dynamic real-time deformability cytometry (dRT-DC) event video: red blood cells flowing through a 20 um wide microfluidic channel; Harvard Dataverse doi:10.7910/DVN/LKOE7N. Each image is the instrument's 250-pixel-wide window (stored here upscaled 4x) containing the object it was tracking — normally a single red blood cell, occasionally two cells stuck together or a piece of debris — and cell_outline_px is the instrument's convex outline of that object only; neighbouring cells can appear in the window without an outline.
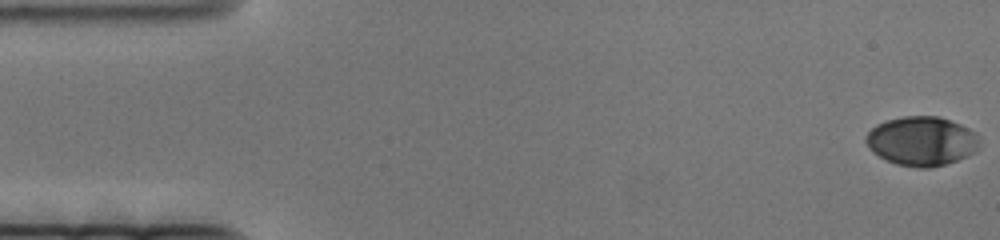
{"species": "human", "species_latin": "Homo sapiens", "temperature_condition": "cold", "stored_images_in_passage": 80, "camera_frame_rate_fps": 3000, "um_per_image_px": 0.085, "donor": {"sex": "female"}, "frame": {"image": 1, "passage_image": 1, "time_ms": 0.0, "image_size_px": [1000, 240], "cell_outline_px": [[980, 148], [976, 152], [968, 156], [932, 168], [920, 168], [896, 164], [872, 152], [864, 140], [864, 136], [876, 124], [888, 120], [904, 116], [940, 116], [960, 124], [976, 132], [980, 136]], "centroid_in_image_um": [78.38, 11.99], "position_along_channel_um": 6.6, "area_um2": 32.89}}
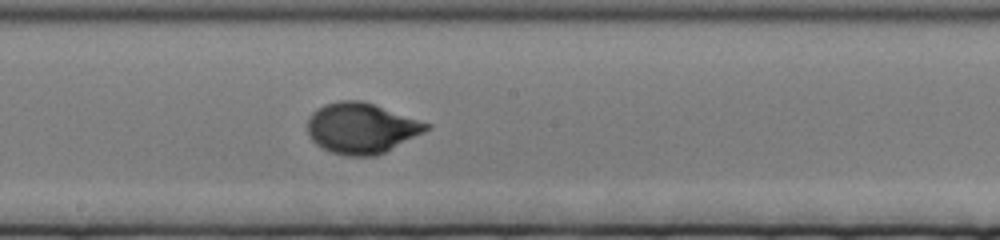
{"frame": {"image": 2, "passage_image": 42, "time_ms": 13.667, "image_size_px": [1000, 240], "cell_outline_px": [[432, 128], [376, 156], [348, 156], [332, 152], [316, 144], [308, 136], [308, 116], [316, 108], [324, 104], [340, 100], [360, 100], [432, 124]], "centroid_in_image_um": [30.7, 10.89], "position_along_channel_um": 217.5, "area_um2": 34.91}}
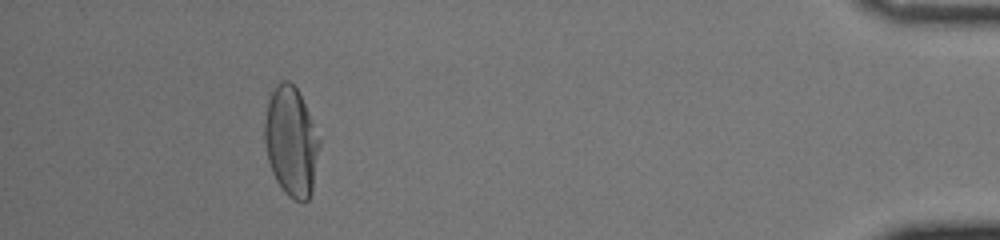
{"frame": {"image": 3, "passage_image": 73, "time_ms": 24.0, "image_size_px": [1000, 240], "cell_outline_px": [[320, 144], [312, 188], [308, 200], [296, 200], [288, 196], [284, 192], [276, 180], [272, 172], [268, 160], [264, 144], [264, 120], [268, 100], [272, 92], [280, 80], [288, 80], [296, 88], [308, 112], [320, 140]], "centroid_in_image_um": [24.72, 12.02], "position_along_channel_um": 410.5, "area_um2": 34.62}}